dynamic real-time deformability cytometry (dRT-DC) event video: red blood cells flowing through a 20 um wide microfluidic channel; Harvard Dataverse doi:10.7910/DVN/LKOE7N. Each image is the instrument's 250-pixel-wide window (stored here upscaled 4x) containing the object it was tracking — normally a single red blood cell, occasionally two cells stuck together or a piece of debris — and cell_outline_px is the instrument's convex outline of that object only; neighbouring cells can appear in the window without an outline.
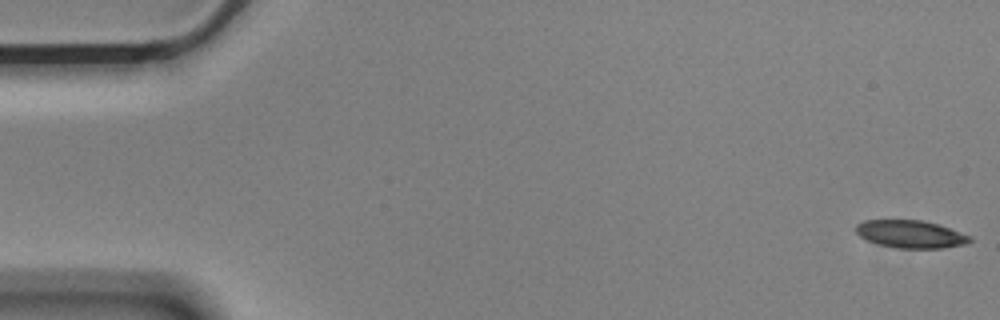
{"species": "Egyptian fruit bat (a non-hibernating species)", "species_latin": "Rousettus aegyptiacus", "temperature_condition": "cold", "stored_images_in_passage": 13, "camera_frame_rate_fps": 3000, "um_per_image_px": 0.085, "animal": {"sex": "male"}, "frame": {"image": 1, "passage_image": 1, "time_ms": 0.0, "image_size_px": [1000, 320], "cell_outline_px": [[972, 240], [964, 244], [940, 248], [896, 248], [880, 244], [868, 240], [860, 236], [856, 232], [856, 224], [864, 220], [920, 220], [936, 224], [972, 236]], "centroid_in_image_um": [77.39, 19.9], "position_along_channel_um": 7.6, "area_um2": 18.09}}